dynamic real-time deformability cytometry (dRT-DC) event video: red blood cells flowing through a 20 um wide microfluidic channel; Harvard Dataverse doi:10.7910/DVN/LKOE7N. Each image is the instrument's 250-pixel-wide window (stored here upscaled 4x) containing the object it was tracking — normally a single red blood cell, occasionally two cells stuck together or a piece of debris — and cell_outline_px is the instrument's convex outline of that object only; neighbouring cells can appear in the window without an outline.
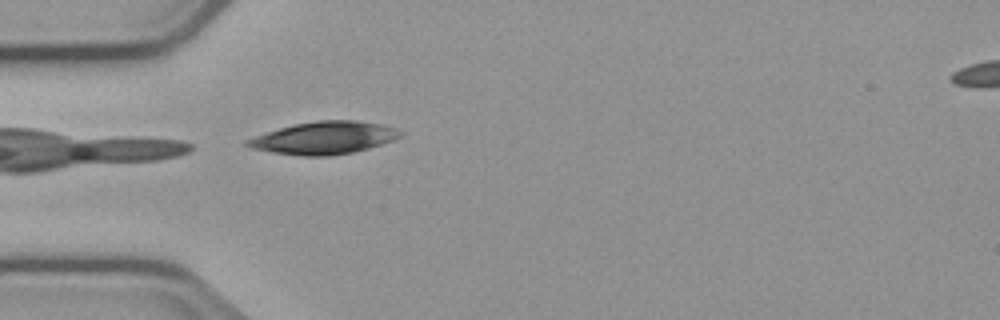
{"species": "common noctule bat (a hibernating species)", "species_latin": "Nyctalus noctula", "temperature_condition": "cold", "stored_images_in_passage": 39, "camera_frame_rate_fps": 3000, "um_per_image_px": 0.085, "animal": {"sex": "male", "body_mass_g": 23.1, "forearm_length_mm": 52.7}, "frame": {"image": 1, "passage_image": 1, "time_ms": 0.0, "image_size_px": [1000, 320], "cell_outline_px": [[404, 132], [400, 136], [392, 140], [368, 148], [352, 152], [328, 156], [304, 156], [272, 152], [252, 148], [244, 144], [244, 140], [280, 128], [296, 124], [316, 120], [356, 120], [380, 124], [396, 128]], "centroid_in_image_um": [27.55, 11.71], "position_along_channel_um": 57.5, "area_um2": 28.67}}
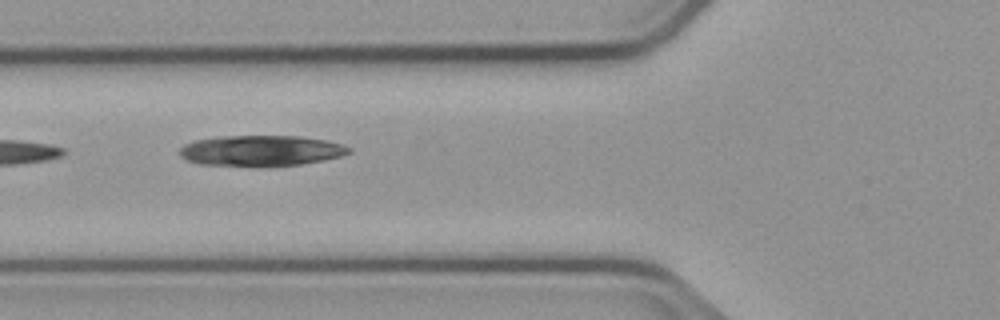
{"frame": {"image": 2, "passage_image": 5, "time_ms": 1.333, "image_size_px": [1000, 320], "cell_outline_px": [[352, 152], [340, 156], [324, 160], [300, 164], [200, 164], [188, 160], [180, 156], [180, 148], [184, 144], [192, 140], [220, 136], [300, 136], [324, 140], [340, 144], [352, 148]], "centroid_in_image_um": [22.18, 12.77], "position_along_channel_um": 103.6, "area_um2": 29.42}}
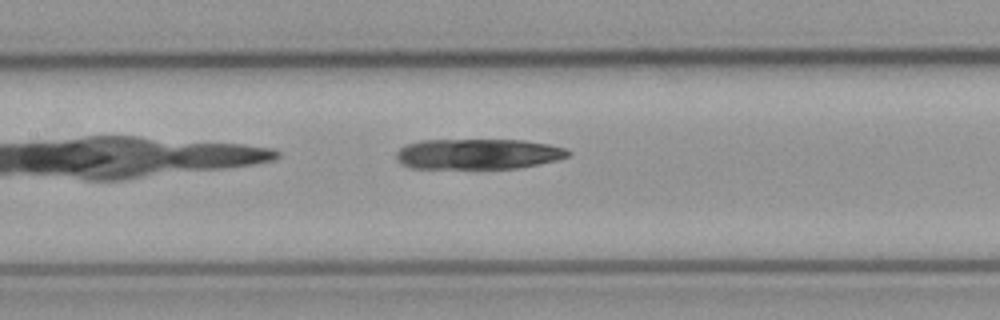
{"frame": {"image": 3, "passage_image": 10, "time_ms": 3.0, "image_size_px": [1000, 320], "cell_outline_px": [[572, 152], [568, 156], [556, 160], [516, 168], [412, 168], [400, 164], [396, 160], [396, 152], [400, 148], [408, 144], [420, 140], [524, 140], [548, 144], [568, 148]], "centroid_in_image_um": [40.62, 13.08], "position_along_channel_um": 166.8, "area_um2": 30.52}}